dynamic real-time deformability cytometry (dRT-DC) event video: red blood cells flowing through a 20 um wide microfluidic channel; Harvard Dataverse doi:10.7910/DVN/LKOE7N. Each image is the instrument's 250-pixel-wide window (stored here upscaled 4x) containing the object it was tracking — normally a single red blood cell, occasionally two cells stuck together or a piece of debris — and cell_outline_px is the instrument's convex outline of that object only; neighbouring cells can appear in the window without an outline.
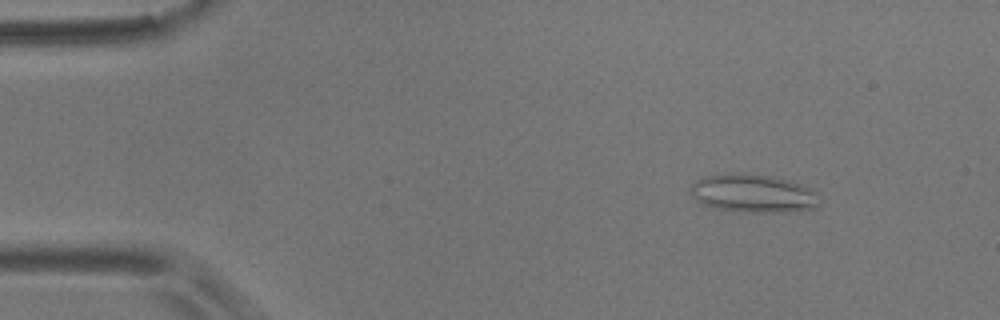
{"species": "common noctule bat (a hibernating species)", "species_latin": "Nyctalus noctula", "temperature_condition": "room temperature", "stored_images_in_passage": 7, "camera_frame_rate_fps": 3000, "um_per_image_px": 0.085, "animal": {"sex": "male", "body_mass_g": 17.9}, "frame": {"image": 1, "passage_image": 2, "time_ms": 0.333, "image_size_px": [1000, 320], "cell_outline_px": [[820, 208], [784, 212], [752, 212], [712, 208], [696, 200], [692, 196], [688, 188], [696, 180], [704, 176], [728, 172], [772, 176], [788, 180], [812, 188], [820, 204]], "centroid_in_image_um": [64.0, 16.43], "position_along_channel_um": 21.0, "area_um2": 28.96}}
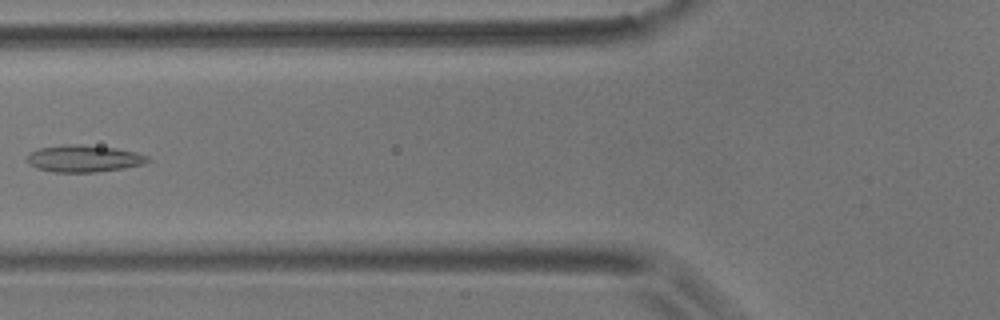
{"frame": {"image": 2, "passage_image": 6, "time_ms": 1.667, "image_size_px": [1000, 320], "cell_outline_px": [[148, 160], [144, 164], [96, 172], [52, 172], [36, 168], [28, 160], [28, 152], [40, 148], [60, 144], [80, 144], [116, 148], [136, 152], [148, 156]], "centroid_in_image_um": [7.1, 13.46], "position_along_channel_um": 118.7, "area_um2": 18.84}}
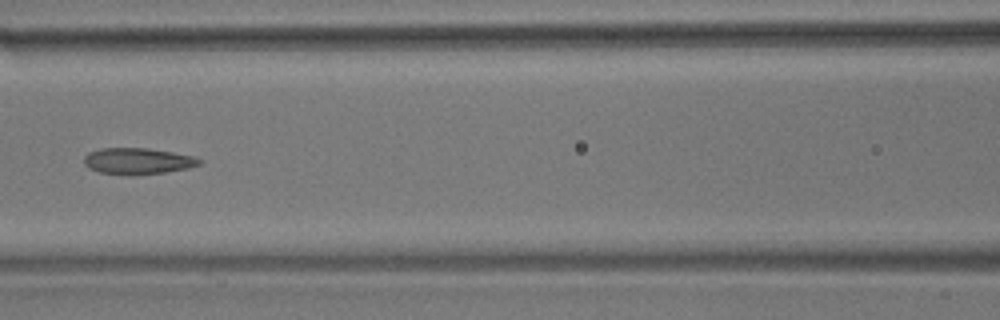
{"frame": {"image": 3, "passage_image": 7, "time_ms": 2.0, "image_size_px": [1000, 320], "cell_outline_px": [[204, 160], [200, 164], [188, 168], [164, 172], [136, 176], [132, 176], [100, 172], [88, 168], [84, 164], [84, 156], [88, 152], [100, 148], [148, 148], [196, 156]], "centroid_in_image_um": [11.72, 13.69], "position_along_channel_um": 154.9, "area_um2": 17.98}}